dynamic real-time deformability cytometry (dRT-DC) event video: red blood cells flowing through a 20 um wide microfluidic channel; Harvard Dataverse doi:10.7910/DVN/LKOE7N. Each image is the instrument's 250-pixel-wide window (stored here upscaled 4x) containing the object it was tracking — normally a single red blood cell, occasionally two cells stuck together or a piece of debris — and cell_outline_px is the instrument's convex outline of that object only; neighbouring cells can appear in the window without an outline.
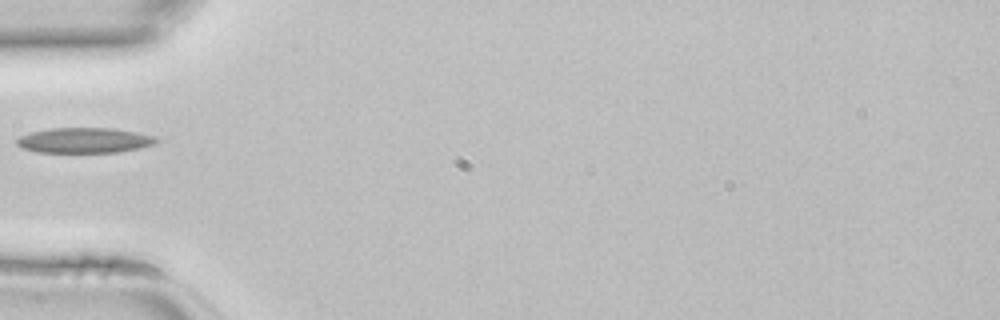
{"species": "common noctule bat (a hibernating species)", "species_latin": "Nyctalus noctula", "temperature_condition": "room temperature", "stored_images_in_passage": 24, "camera_frame_rate_fps": 3000, "um_per_image_px": 0.085, "animal": {"sex": "female", "body_mass_g": 22.7, "forearm_length_mm": 54.2}, "frame": {"image": 1, "passage_image": 1, "time_ms": 0.0, "image_size_px": [1000, 320], "cell_outline_px": [[160, 140], [156, 144], [140, 148], [120, 152], [36, 152], [20, 148], [16, 144], [16, 140], [20, 136], [32, 132], [48, 128], [112, 128], [136, 132], [156, 136]], "centroid_in_image_um": [7.19, 11.93], "position_along_channel_um": 77.8, "area_um2": 20.75}}
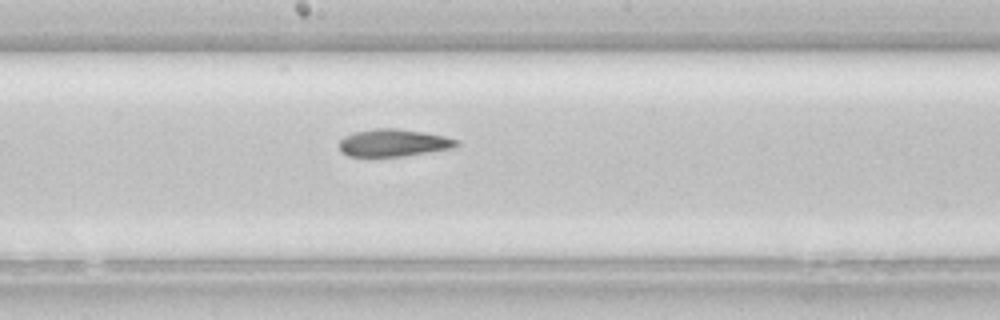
{"frame": {"image": 2, "passage_image": 10, "time_ms": 3.0, "image_size_px": [1000, 320], "cell_outline_px": [[460, 144], [452, 148], [404, 156], [348, 156], [340, 152], [340, 140], [344, 136], [352, 132], [376, 128], [392, 128], [424, 132], [444, 136], [460, 140]], "centroid_in_image_um": [33.44, 12.13], "position_along_channel_um": 214.8, "area_um2": 18.73}}
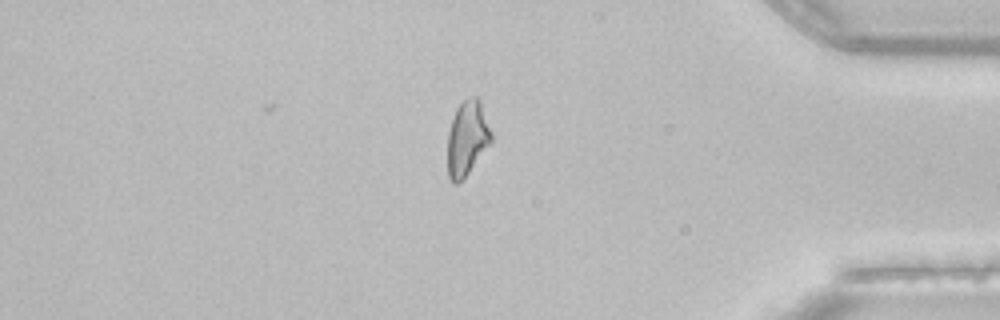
{"frame": {"image": 3, "passage_image": 24, "time_ms": 7.667, "image_size_px": [1000, 320], "cell_outline_px": [[492, 140], [468, 172], [456, 184], [452, 184], [448, 176], [448, 132], [456, 108], [464, 100], [472, 96], [476, 96], [480, 100], [492, 132]], "centroid_in_image_um": [39.71, 11.72], "position_along_channel_um": 395.5, "area_um2": 18.73}}